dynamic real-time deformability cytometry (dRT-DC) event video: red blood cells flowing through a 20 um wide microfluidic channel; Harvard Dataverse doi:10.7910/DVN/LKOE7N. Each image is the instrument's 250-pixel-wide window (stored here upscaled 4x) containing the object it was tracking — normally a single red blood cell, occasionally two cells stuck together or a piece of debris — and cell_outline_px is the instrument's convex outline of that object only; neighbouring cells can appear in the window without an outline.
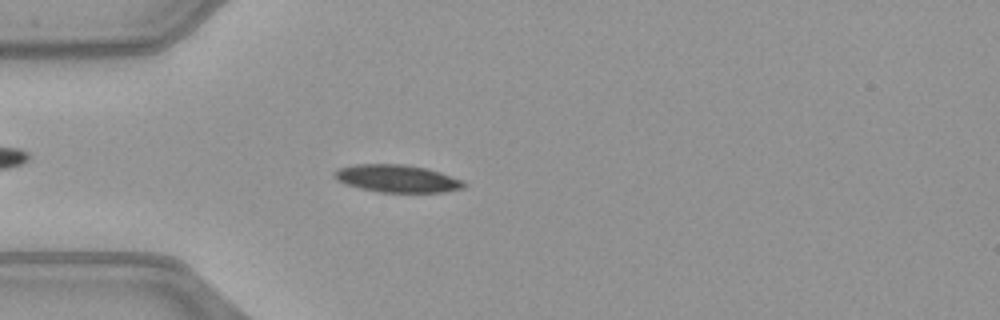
{"species": "common noctule bat (a hibernating species)", "species_latin": "Nyctalus noctula", "temperature_condition": "warm", "stored_images_in_passage": 50, "camera_frame_rate_fps": 3000, "um_per_image_px": 0.085, "animal": {"sex": "female", "body_mass_g": 21.9}, "frame": {"image": 1, "passage_image": 14, "time_ms": 4.333, "image_size_px": [1000, 320], "cell_outline_px": [[468, 184], [464, 188], [444, 192], [380, 192], [360, 188], [336, 180], [332, 176], [332, 172], [340, 168], [356, 164], [404, 164], [428, 168], [464, 180]], "centroid_in_image_um": [33.79, 15.17], "position_along_channel_um": 51.2, "area_um2": 20.92}}
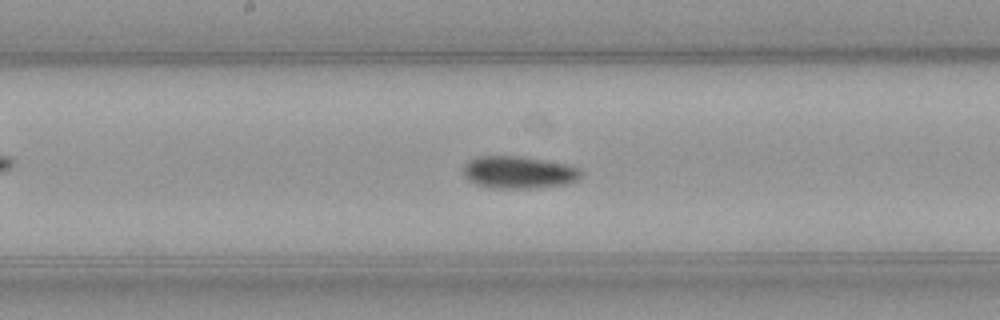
{"frame": {"image": 2, "passage_image": 26, "time_ms": 8.333, "image_size_px": [1000, 320], "cell_outline_px": [[584, 172], [576, 180], [564, 184], [536, 188], [496, 188], [476, 184], [468, 180], [464, 176], [464, 164], [468, 160], [476, 156], [520, 156], [568, 164], [580, 168]], "centroid_in_image_um": [44.09, 14.64], "position_along_channel_um": 204.1, "area_um2": 22.25}}
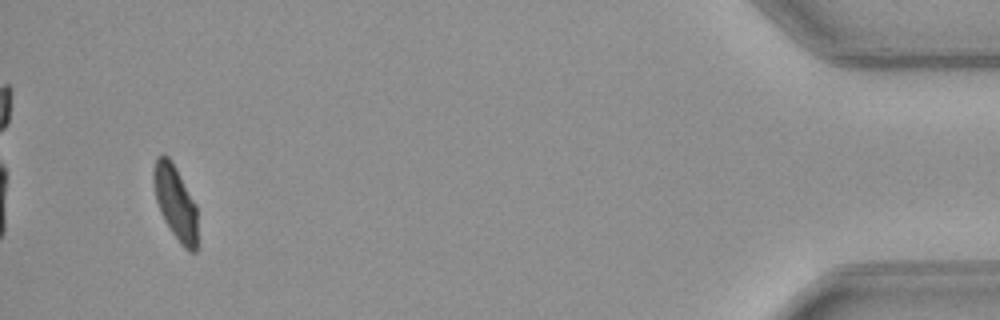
{"frame": {"image": 3, "passage_image": 48, "time_ms": 15.667, "image_size_px": [1000, 320], "cell_outline_px": [[196, 252], [188, 252], [180, 244], [164, 220], [160, 212], [156, 200], [152, 180], [152, 172], [156, 156], [164, 152], [168, 156], [176, 168], [196, 204]], "centroid_in_image_um": [14.87, 17.17], "position_along_channel_um": 420.3, "area_um2": 19.07}, "authors_computed_cell_mechanics": {"area_um2": 20.6924, "velocity_mm_per_s": 4.0529, "shape_relaxation_time_tau1_ms": 5.9576, "shape_relaxation_time_tau2_ms": 6.6676, "deformation_change_tau1": 0.1783, "deformation_change_tau2": 0.1009}}